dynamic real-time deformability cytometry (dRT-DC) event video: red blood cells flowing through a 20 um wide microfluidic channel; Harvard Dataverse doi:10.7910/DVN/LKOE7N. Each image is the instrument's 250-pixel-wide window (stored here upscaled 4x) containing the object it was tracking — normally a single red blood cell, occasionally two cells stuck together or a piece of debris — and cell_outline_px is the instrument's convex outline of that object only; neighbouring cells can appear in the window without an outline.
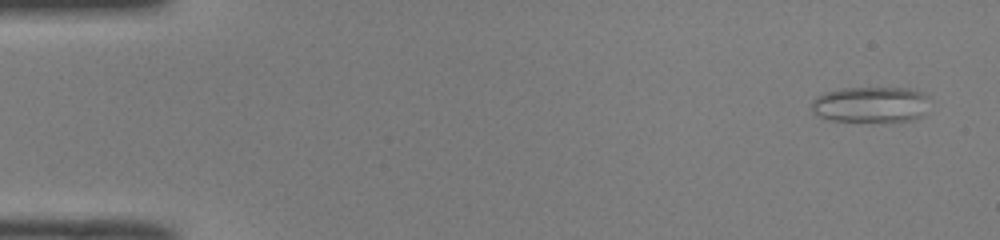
{"species": "common noctule bat (a hibernating species)", "species_latin": "Nyctalus noctula", "temperature_condition": "room temperature", "stored_images_in_passage": 51, "camera_frame_rate_fps": 3000, "um_per_image_px": 0.085, "animal": {"sex": "male", "body_mass_g": 19.0, "forearm_length_mm": 50.8}, "frame": {"image": 1, "passage_image": 3, "time_ms": 0.667, "image_size_px": [1000, 240], "cell_outline_px": [[928, 96], [920, 116], [912, 120], [828, 120], [820, 116], [812, 108], [812, 100], [816, 96], [828, 92], [844, 88], [908, 88], [924, 92]], "centroid_in_image_um": [73.98, 8.85], "position_along_channel_um": 11.0, "area_um2": 23.87}}
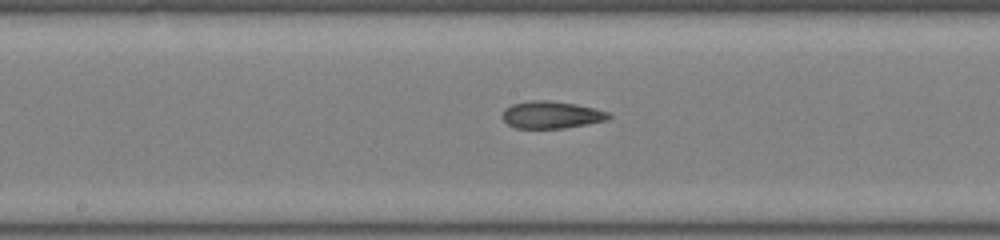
{"frame": {"image": 2, "passage_image": 27, "time_ms": 8.667, "image_size_px": [1000, 240], "cell_outline_px": [[612, 116], [608, 120], [588, 124], [564, 128], [516, 128], [508, 124], [504, 120], [504, 108], [512, 104], [532, 100], [548, 100], [576, 104], [608, 112]], "centroid_in_image_um": [46.89, 9.76], "position_along_channel_um": 201.3, "area_um2": 16.76}}
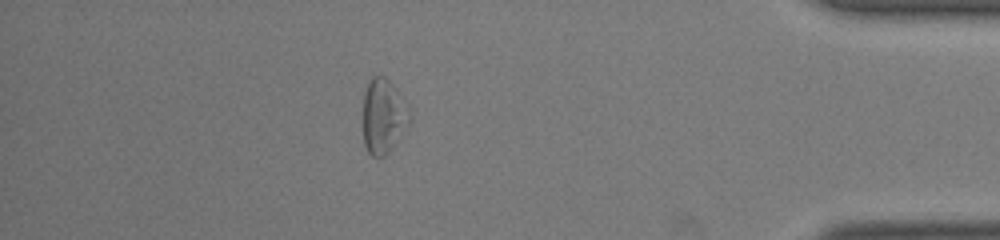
{"frame": {"image": 3, "passage_image": 45, "time_ms": 14.667, "image_size_px": [1000, 240], "cell_outline_px": [[412, 120], [388, 152], [384, 156], [372, 156], [368, 152], [364, 144], [364, 92], [372, 76], [384, 76], [392, 84], [412, 112]], "centroid_in_image_um": [32.61, 9.87], "position_along_channel_um": 402.6, "area_um2": 20.06}, "authors_computed_cell_mechanics": {"area_um2": 18.9584, "velocity_mm_per_s": 4.0294, "shape_relaxation_time_tau1_ms": null, "shape_relaxation_time_tau2_ms": 4.0287, "deformation_change_tau1": null, "deformation_change_tau2": 0.1267}}